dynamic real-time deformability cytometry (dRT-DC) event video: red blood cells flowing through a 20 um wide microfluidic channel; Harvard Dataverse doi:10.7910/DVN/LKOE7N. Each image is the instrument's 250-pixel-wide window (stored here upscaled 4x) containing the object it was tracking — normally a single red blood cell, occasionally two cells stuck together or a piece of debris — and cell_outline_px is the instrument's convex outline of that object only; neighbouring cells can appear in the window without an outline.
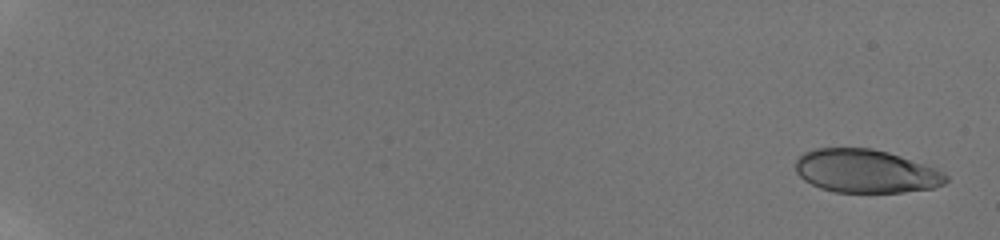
{"species": "human", "species_latin": "Homo sapiens", "temperature_condition": "room temperature", "stored_images_in_passage": 43, "camera_frame_rate_fps": 3000, "um_per_image_px": 0.085, "donor": {"sex": "male"}, "frame": {"image": 1, "passage_image": 1, "time_ms": 0.0, "image_size_px": [1000, 240], "cell_outline_px": [[948, 180], [944, 184], [932, 188], [904, 192], [836, 192], [820, 188], [804, 180], [796, 172], [796, 160], [804, 152], [816, 148], [872, 148], [888, 152], [936, 168], [944, 172], [948, 176]], "centroid_in_image_um": [73.6, 14.55], "position_along_channel_um": 11.4, "area_um2": 37.97}}
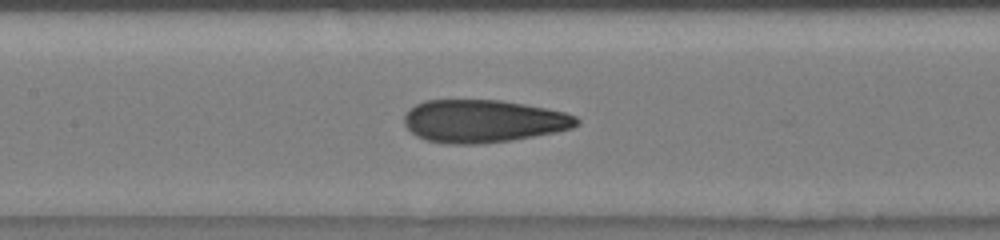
{"frame": {"image": 2, "passage_image": 18, "time_ms": 5.667, "image_size_px": [1000, 240], "cell_outline_px": [[580, 124], [572, 128], [556, 132], [512, 140], [484, 144], [444, 144], [428, 140], [416, 136], [404, 124], [404, 116], [408, 108], [424, 100], [500, 100], [524, 104], [564, 112], [576, 116], [580, 120]], "centroid_in_image_um": [41.06, 10.3], "position_along_channel_um": 166.3, "area_um2": 43.18}}
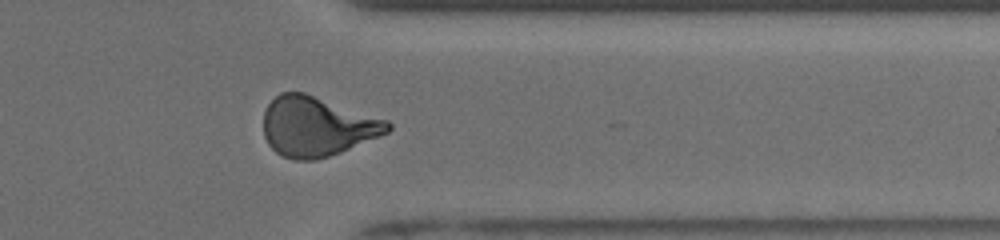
{"frame": {"image": 3, "passage_image": 35, "time_ms": 11.333, "image_size_px": [1000, 240], "cell_outline_px": [[392, 128], [388, 132], [380, 136], [340, 152], [328, 156], [312, 160], [292, 160], [276, 152], [268, 144], [264, 136], [264, 112], [268, 104], [280, 92], [304, 92], [388, 120], [392, 124]], "centroid_in_image_um": [26.94, 10.74], "position_along_channel_um": 384.5, "area_um2": 43.06}, "authors_computed_cell_mechanics": {"area_um2": 42.3674, "velocity_mm_per_s": 3.871, "shape_relaxation_time_tau1_ms": 6.9431, "shape_relaxation_time_tau2_ms": 1.0425, "deformation_change_tau1": 0.2111, "deformation_change_tau2": 0.0883}}